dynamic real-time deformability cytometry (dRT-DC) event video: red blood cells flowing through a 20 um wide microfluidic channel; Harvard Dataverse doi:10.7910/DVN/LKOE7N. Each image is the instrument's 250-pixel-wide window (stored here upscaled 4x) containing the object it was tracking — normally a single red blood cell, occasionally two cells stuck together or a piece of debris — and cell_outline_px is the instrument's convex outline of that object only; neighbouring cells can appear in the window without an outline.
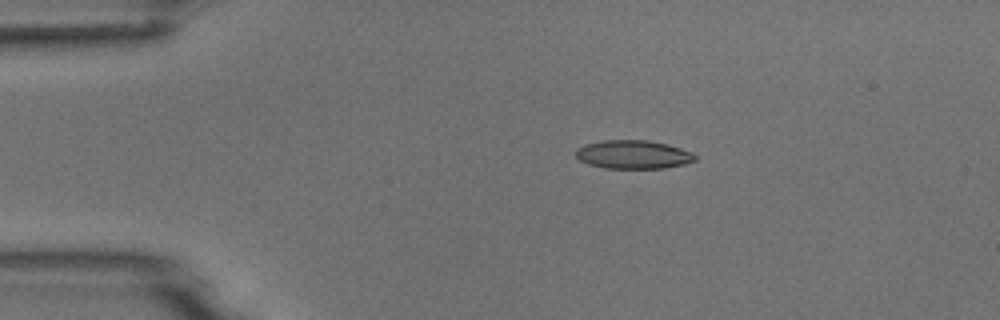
{"species": "common noctule bat (a hibernating species)", "species_latin": "Nyctalus noctula", "temperature_condition": "room temperature", "stored_images_in_passage": 4, "camera_frame_rate_fps": 3000, "um_per_image_px": 0.085, "animal": {"sex": "male", "body_mass_g": 18.8}, "frame": {"image": 1, "passage_image": 1, "time_ms": 0.0, "image_size_px": [1000, 320], "cell_outline_px": [[700, 156], [696, 160], [684, 164], [664, 168], [604, 168], [588, 164], [580, 160], [576, 156], [576, 148], [584, 144], [604, 140], [648, 140], [668, 144], [692, 152]], "centroid_in_image_um": [53.85, 13.13], "position_along_channel_um": 31.2, "area_um2": 20.0}}
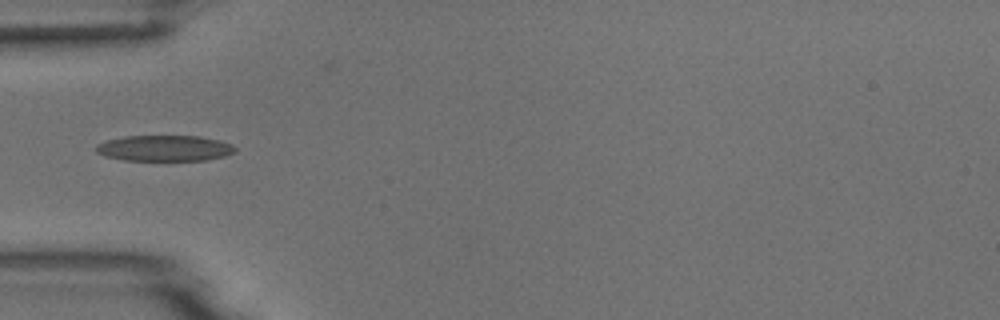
{"frame": {"image": 2, "passage_image": 3, "time_ms": 2.333, "image_size_px": [1000, 320], "cell_outline_px": [[236, 152], [224, 156], [208, 160], [124, 160], [104, 156], [96, 152], [96, 144], [108, 140], [124, 136], [200, 136], [220, 140], [232, 144], [236, 148]], "centroid_in_image_um": [14.01, 12.59], "position_along_channel_um": 71.0, "area_um2": 21.04}}